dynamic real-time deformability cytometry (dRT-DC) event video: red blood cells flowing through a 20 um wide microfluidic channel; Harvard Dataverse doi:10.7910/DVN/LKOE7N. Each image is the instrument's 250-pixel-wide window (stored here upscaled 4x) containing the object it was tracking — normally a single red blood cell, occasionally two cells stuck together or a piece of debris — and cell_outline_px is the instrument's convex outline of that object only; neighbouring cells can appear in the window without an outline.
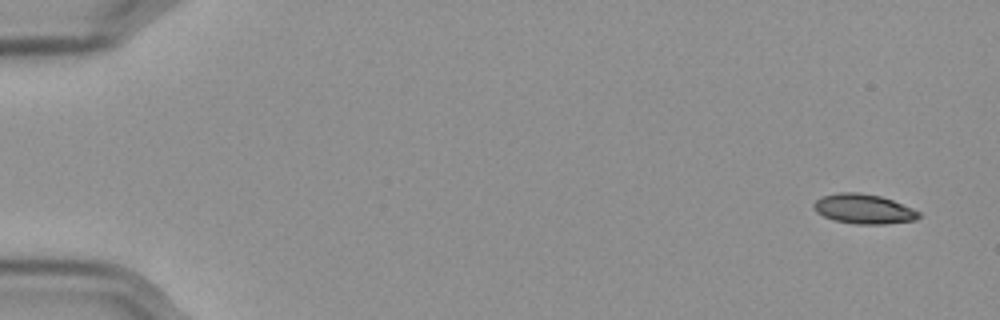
{"species": "Egyptian fruit bat (a non-hibernating species)", "species_latin": "Rousettus aegyptiacus", "temperature_condition": "cold", "stored_images_in_passage": 55, "camera_frame_rate_fps": 3000, "um_per_image_px": 0.085, "frame": {"image": 1, "passage_image": 1, "time_ms": 0.0, "image_size_px": [1000, 320], "cell_outline_px": [[920, 216], [916, 220], [884, 224], [856, 224], [836, 220], [824, 216], [816, 212], [812, 208], [812, 204], [816, 200], [824, 196], [840, 192], [860, 192], [880, 196], [892, 200], [912, 208], [920, 212]], "centroid_in_image_um": [73.41, 17.76], "position_along_channel_um": 11.6, "area_um2": 18.09}}
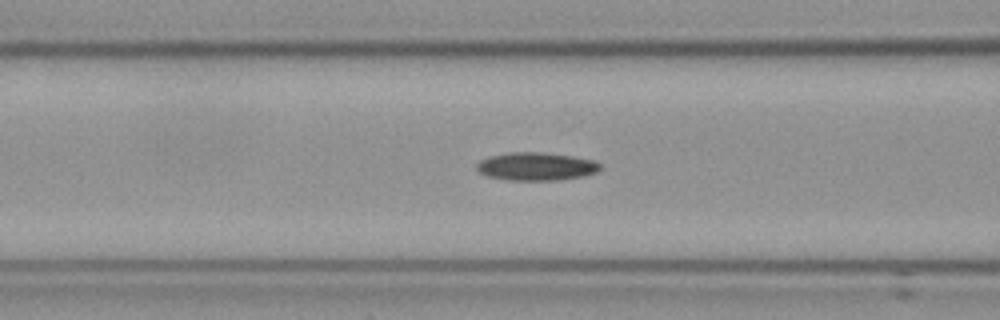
{"frame": {"image": 2, "passage_image": 22, "time_ms": 7.0, "image_size_px": [1000, 320], "cell_outline_px": [[600, 168], [596, 172], [580, 176], [556, 180], [508, 180], [488, 176], [480, 172], [476, 168], [476, 164], [480, 160], [488, 156], [512, 152], [540, 152], [572, 156], [592, 160], [600, 164]], "centroid_in_image_um": [45.52, 14.14], "position_along_channel_um": 121.1, "area_um2": 19.94}}
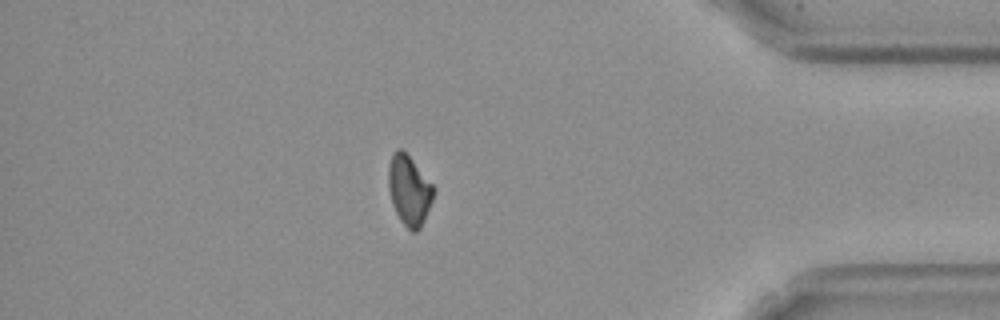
{"frame": {"image": 3, "passage_image": 48, "time_ms": 15.667, "image_size_px": [1000, 320], "cell_outline_px": [[436, 188], [432, 200], [420, 228], [416, 232], [412, 232], [400, 220], [392, 204], [388, 188], [388, 168], [392, 156], [396, 148], [400, 148], [412, 160]], "centroid_in_image_um": [34.77, 16.18], "position_along_channel_um": 400.4, "area_um2": 18.15}}